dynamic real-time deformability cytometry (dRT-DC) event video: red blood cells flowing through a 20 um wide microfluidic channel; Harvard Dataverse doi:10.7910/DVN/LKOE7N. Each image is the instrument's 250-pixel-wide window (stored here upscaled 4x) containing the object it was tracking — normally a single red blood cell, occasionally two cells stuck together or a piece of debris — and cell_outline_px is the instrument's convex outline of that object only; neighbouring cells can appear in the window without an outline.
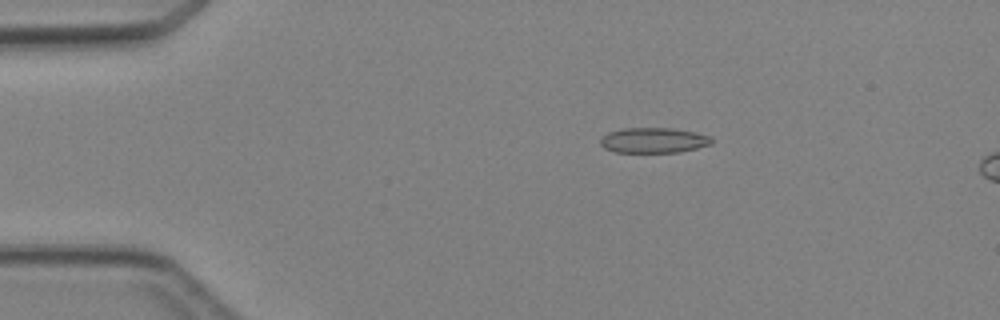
{"species": "Egyptian fruit bat (a non-hibernating species)", "species_latin": "Rousettus aegyptiacus", "temperature_condition": "cold", "stored_images_in_passage": 5, "camera_frame_rate_fps": 3000, "um_per_image_px": 0.085, "animal": {"sex": "female"}, "frame": {"image": 1, "passage_image": 3, "time_ms": 2.333, "image_size_px": [1000, 320], "cell_outline_px": [[712, 144], [680, 152], [616, 152], [604, 148], [600, 144], [600, 140], [608, 132], [624, 128], [672, 128], [696, 132], [712, 136]], "centroid_in_image_um": [55.58, 11.92], "position_along_channel_um": 29.4, "area_um2": 16.42}}